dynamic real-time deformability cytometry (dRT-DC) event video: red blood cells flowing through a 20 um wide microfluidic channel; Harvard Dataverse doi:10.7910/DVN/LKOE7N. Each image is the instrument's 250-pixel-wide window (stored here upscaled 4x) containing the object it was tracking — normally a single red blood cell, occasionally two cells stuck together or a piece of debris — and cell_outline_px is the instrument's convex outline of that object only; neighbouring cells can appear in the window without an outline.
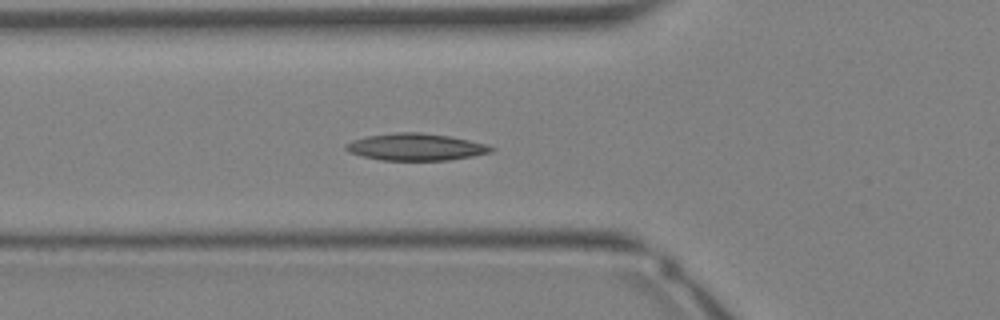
{"species": "Egyptian fruit bat (a non-hibernating species)", "species_latin": "Rousettus aegyptiacus", "temperature_condition": "warm", "stored_images_in_passage": 25, "camera_frame_rate_fps": 3000, "um_per_image_px": 0.085, "animal": {"sex": "female"}, "frame": {"image": 1, "passage_image": 2, "time_ms": 0.333, "image_size_px": [1000, 320], "cell_outline_px": [[496, 148], [492, 152], [472, 156], [448, 160], [380, 160], [348, 152], [344, 148], [344, 144], [352, 140], [368, 136], [396, 132], [420, 132], [452, 136], [488, 144]], "centroid_in_image_um": [35.37, 12.48], "position_along_channel_um": 90.4, "area_um2": 23.0}}
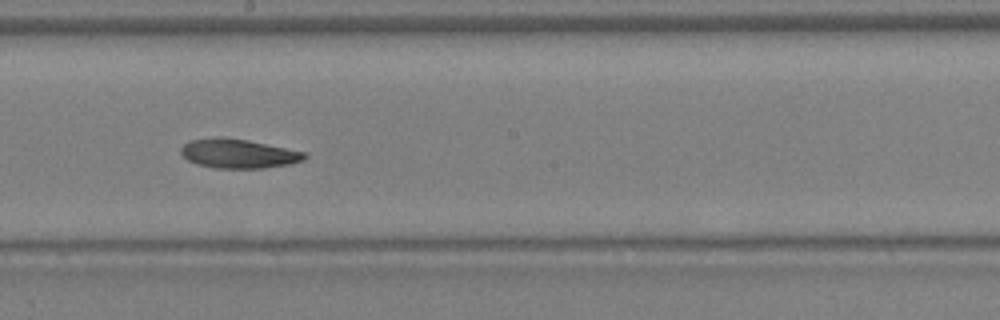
{"frame": {"image": 2, "passage_image": 9, "time_ms": 2.667, "image_size_px": [1000, 320], "cell_outline_px": [[308, 156], [304, 160], [288, 164], [260, 168], [216, 168], [196, 164], [188, 160], [180, 152], [180, 148], [184, 144], [192, 140], [220, 136], [248, 140], [308, 152]], "centroid_in_image_um": [20.28, 13.05], "position_along_channel_um": 227.9, "area_um2": 21.1}}
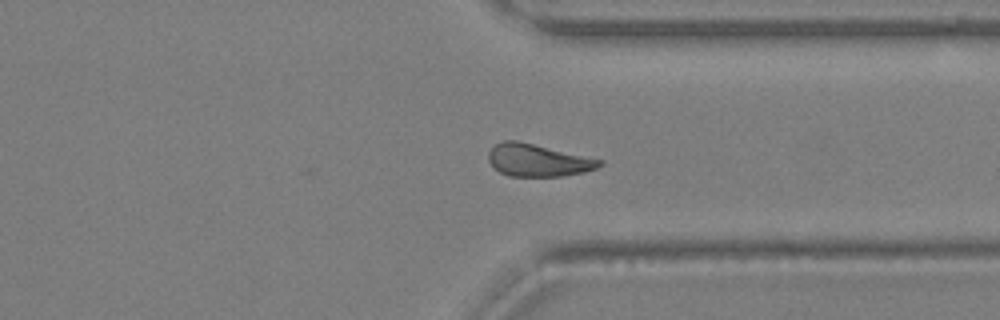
{"frame": {"image": 3, "passage_image": 16, "time_ms": 5.0, "image_size_px": [1000, 320], "cell_outline_px": [[604, 164], [596, 168], [584, 172], [560, 176], [508, 176], [500, 172], [488, 160], [488, 152], [496, 144], [504, 140], [516, 140], [604, 160]], "centroid_in_image_um": [45.73, 13.62], "position_along_channel_um": 365.7, "area_um2": 20.81}}